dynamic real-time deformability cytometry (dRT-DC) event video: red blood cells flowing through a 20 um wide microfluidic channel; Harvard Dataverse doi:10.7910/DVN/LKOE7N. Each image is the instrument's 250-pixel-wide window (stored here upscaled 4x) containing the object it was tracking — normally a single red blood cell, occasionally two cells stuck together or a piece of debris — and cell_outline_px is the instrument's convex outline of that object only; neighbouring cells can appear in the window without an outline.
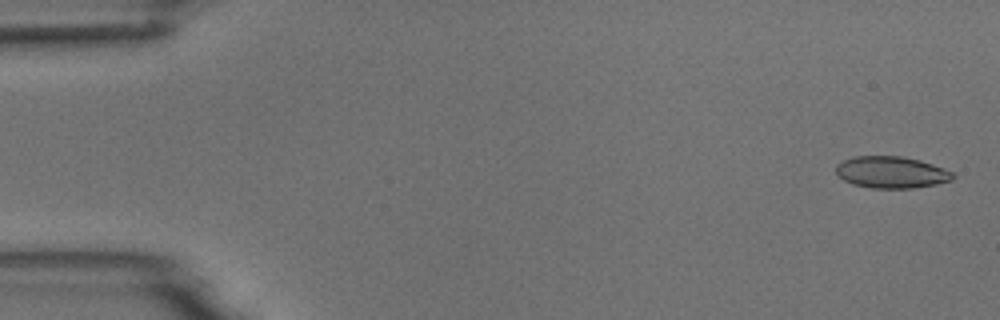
{"species": "common noctule bat (a hibernating species)", "species_latin": "Nyctalus noctula", "temperature_condition": "room temperature", "stored_images_in_passage": 4, "camera_frame_rate_fps": 3000, "um_per_image_px": 0.085, "animal": {"sex": "male", "body_mass_g": 18.8}, "frame": {"image": 1, "passage_image": 1, "time_ms": 0.0, "image_size_px": [1000, 320], "cell_outline_px": [[956, 176], [952, 180], [936, 184], [912, 188], [872, 188], [852, 184], [844, 180], [836, 172], [836, 164], [852, 156], [900, 156], [920, 160], [944, 168], [952, 172]], "centroid_in_image_um": [75.77, 14.64], "position_along_channel_um": 9.2, "area_um2": 21.62}}
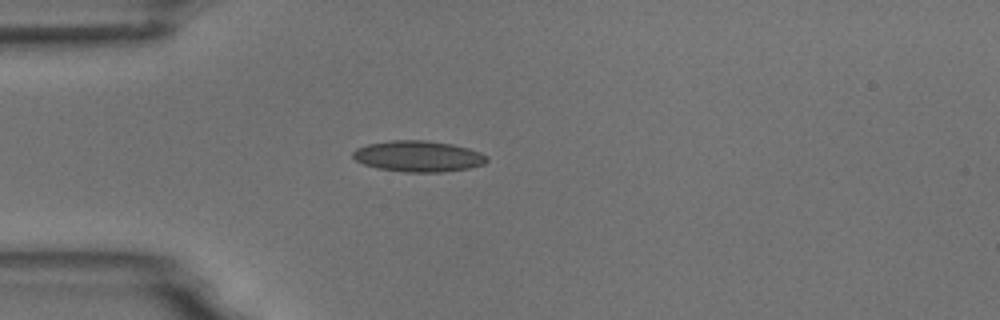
{"frame": {"image": 2, "passage_image": 4, "time_ms": 4.333, "image_size_px": [1000, 320], "cell_outline_px": [[488, 160], [484, 164], [468, 168], [440, 172], [404, 172], [376, 168], [364, 164], [356, 160], [352, 156], [352, 152], [356, 148], [368, 144], [392, 140], [428, 140], [452, 144], [468, 148], [480, 152], [488, 156]], "centroid_in_image_um": [35.55, 13.28], "position_along_channel_um": 49.5, "area_um2": 24.28}}